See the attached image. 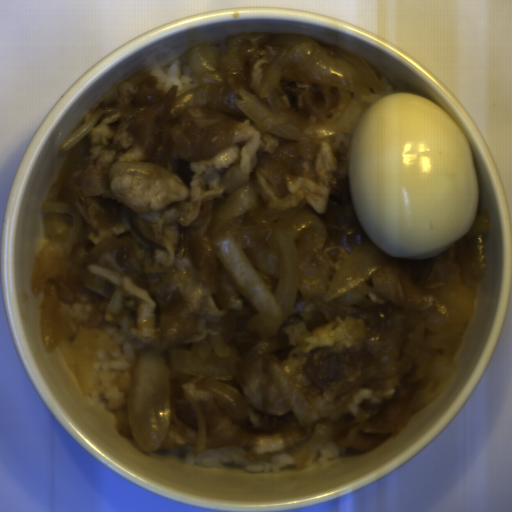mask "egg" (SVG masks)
<instances>
[{"label": "egg", "instance_id": "d2b9013d", "mask_svg": "<svg viewBox=\"0 0 512 512\" xmlns=\"http://www.w3.org/2000/svg\"><path fill=\"white\" fill-rule=\"evenodd\" d=\"M354 216L391 257L427 260L470 229L479 193L469 139L431 99L381 97L361 115L348 155Z\"/></svg>", "mask_w": 512, "mask_h": 512}]
</instances>
